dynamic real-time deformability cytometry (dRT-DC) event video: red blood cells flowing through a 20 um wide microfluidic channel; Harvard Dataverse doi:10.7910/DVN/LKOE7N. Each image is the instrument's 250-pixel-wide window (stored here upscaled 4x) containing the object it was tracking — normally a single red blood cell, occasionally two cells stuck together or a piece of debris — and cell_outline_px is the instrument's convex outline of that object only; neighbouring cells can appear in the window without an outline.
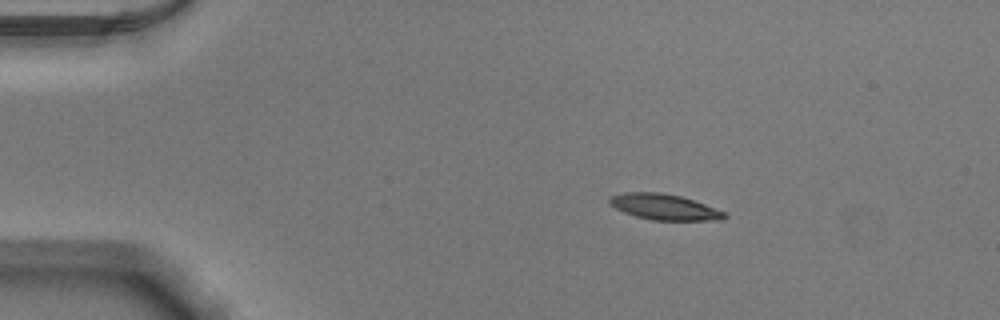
{"species": "Egyptian fruit bat (a non-hibernating species)", "species_latin": "Rousettus aegyptiacus", "temperature_condition": "warm", "stored_images_in_passage": 9, "camera_frame_rate_fps": 3000, "um_per_image_px": 0.085, "animal": {"sex": "male"}, "frame": {"image": 1, "passage_image": 1, "time_ms": 0.0, "image_size_px": [1000, 320], "cell_outline_px": [[728, 216], [724, 220], [652, 220], [636, 216], [624, 212], [616, 208], [608, 200], [612, 196], [624, 192], [660, 192], [680, 196], [704, 204], [724, 212]], "centroid_in_image_um": [56.48, 17.59], "position_along_channel_um": 28.5, "area_um2": 16.99}}